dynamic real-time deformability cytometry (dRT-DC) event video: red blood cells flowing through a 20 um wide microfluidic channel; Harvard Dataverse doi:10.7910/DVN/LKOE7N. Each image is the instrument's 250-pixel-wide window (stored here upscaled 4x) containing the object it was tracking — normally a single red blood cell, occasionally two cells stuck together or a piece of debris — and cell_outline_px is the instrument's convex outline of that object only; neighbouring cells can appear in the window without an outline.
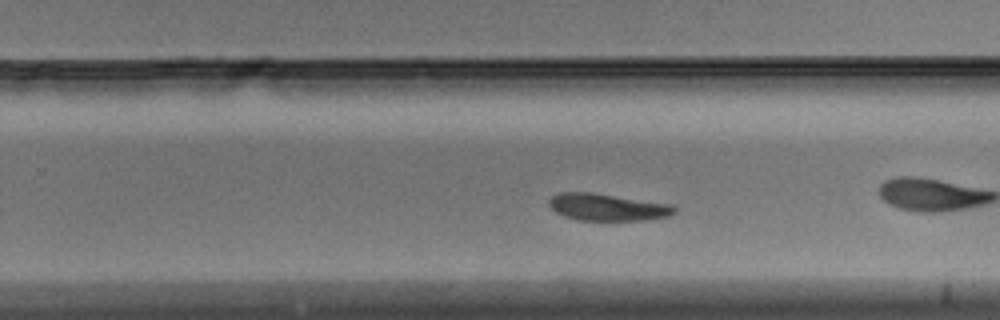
{"species": "Egyptian fruit bat (a non-hibernating species)", "species_latin": "Rousettus aegyptiacus", "temperature_condition": "warm", "stored_images_in_passage": 33, "camera_frame_rate_fps": 3000, "um_per_image_px": 0.085, "animal": {"sex": "male"}, "frame": {"image": 1, "passage_image": 15, "time_ms": 4.667, "image_size_px": [1000, 320], "cell_outline_px": [[676, 212], [668, 216], [648, 220], [576, 220], [564, 216], [556, 212], [548, 204], [548, 200], [552, 196], [560, 192], [592, 192], [672, 204], [676, 208]], "centroid_in_image_um": [51.63, 17.6], "position_along_channel_um": 278.2, "area_um2": 19.88}}